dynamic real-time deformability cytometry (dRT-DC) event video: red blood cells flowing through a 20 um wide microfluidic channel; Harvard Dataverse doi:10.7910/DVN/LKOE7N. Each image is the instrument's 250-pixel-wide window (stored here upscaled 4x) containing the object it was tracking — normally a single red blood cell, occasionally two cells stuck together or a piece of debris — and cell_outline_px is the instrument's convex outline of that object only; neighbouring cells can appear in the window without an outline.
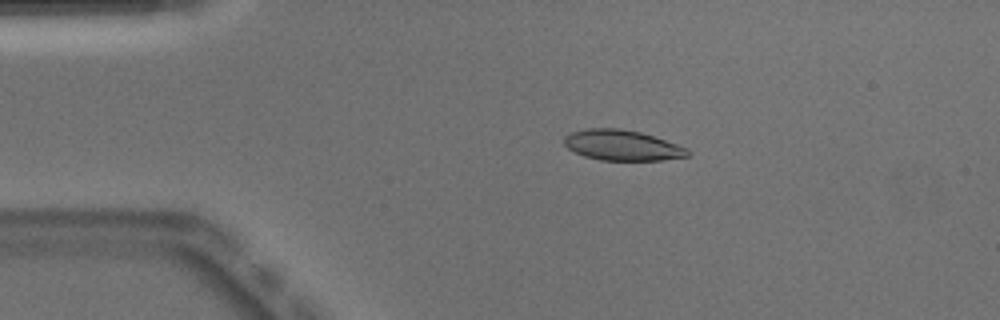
{"species": "Egyptian fruit bat (a non-hibernating species)", "species_latin": "Rousettus aegyptiacus", "temperature_condition": "warm", "stored_images_in_passage": 49, "camera_frame_rate_fps": 3000, "um_per_image_px": 0.085, "animal": {"sex": "male"}, "frame": {"image": 1, "passage_image": 8, "time_ms": 2.333, "image_size_px": [1000, 320], "cell_outline_px": [[688, 156], [660, 160], [600, 160], [584, 156], [568, 148], [564, 144], [564, 136], [572, 132], [584, 128], [620, 128], [640, 132], [688, 148]], "centroid_in_image_um": [52.84, 12.34], "position_along_channel_um": 32.2, "area_um2": 21.73}}
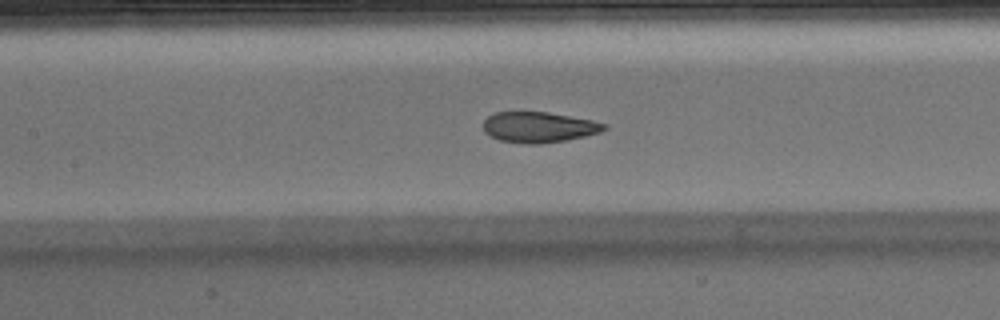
{"frame": {"image": 2, "passage_image": 21, "time_ms": 6.667, "image_size_px": [1000, 320], "cell_outline_px": [[608, 128], [600, 132], [584, 136], [564, 140], [536, 144], [524, 144], [500, 140], [484, 132], [484, 120], [488, 116], [496, 112], [548, 112], [592, 120], [608, 124]], "centroid_in_image_um": [45.81, 10.8], "position_along_channel_um": 161.6, "area_um2": 21.44}}
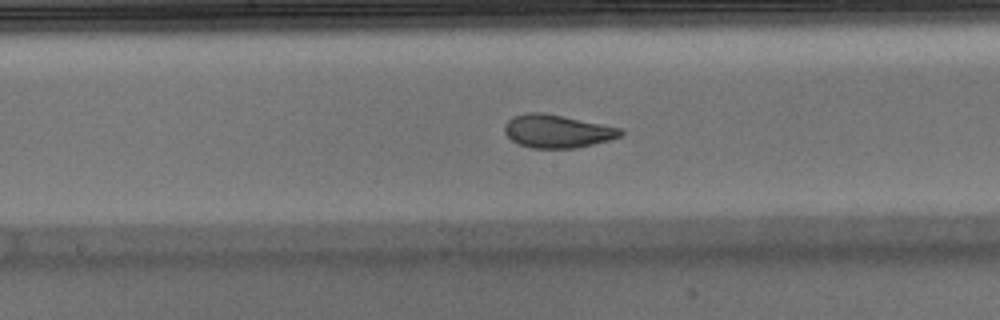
{"frame": {"image": 3, "passage_image": 24, "time_ms": 7.667, "image_size_px": [1000, 320], "cell_outline_px": [[624, 132], [620, 136], [608, 140], [576, 148], [532, 148], [520, 144], [512, 140], [504, 132], [504, 124], [512, 116], [528, 112], [544, 112], [620, 128]], "centroid_in_image_um": [47.32, 11.14], "position_along_channel_um": 200.9, "area_um2": 22.2}, "authors_computed_cell_mechanics": {"area_um2": 22.3686, "velocity_mm_per_s": 3.9256, "shape_relaxation_time_tau1_ms": 5.0658, "shape_relaxation_time_tau2_ms": 0.9499, "deformation_change_tau1": 0.1652, "deformation_change_tau2": 0.0604}}